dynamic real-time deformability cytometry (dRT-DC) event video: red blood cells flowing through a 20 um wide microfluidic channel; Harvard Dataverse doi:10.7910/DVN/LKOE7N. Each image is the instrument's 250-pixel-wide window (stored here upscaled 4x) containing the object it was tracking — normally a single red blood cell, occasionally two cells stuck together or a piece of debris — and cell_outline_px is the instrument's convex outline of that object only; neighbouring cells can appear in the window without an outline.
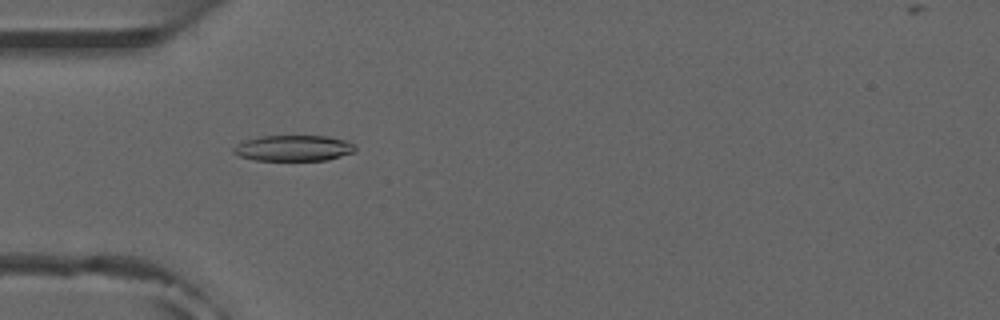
{"species": "common noctule bat (a hibernating species)", "species_latin": "Nyctalus noctula", "temperature_condition": "room temperature", "stored_images_in_passage": 52, "camera_frame_rate_fps": 3000, "um_per_image_px": 0.085, "animal": {"sex": "male", "forearm_length_mm": 52.5}, "frame": {"image": 1, "passage_image": 16, "time_ms": 5.0, "image_size_px": [1000, 320], "cell_outline_px": [[356, 152], [328, 160], [256, 160], [240, 156], [232, 152], [232, 148], [236, 144], [244, 140], [260, 136], [328, 136], [348, 140], [356, 148]], "centroid_in_image_um": [24.97, 12.58], "position_along_channel_um": 60.0, "area_um2": 18.5}}
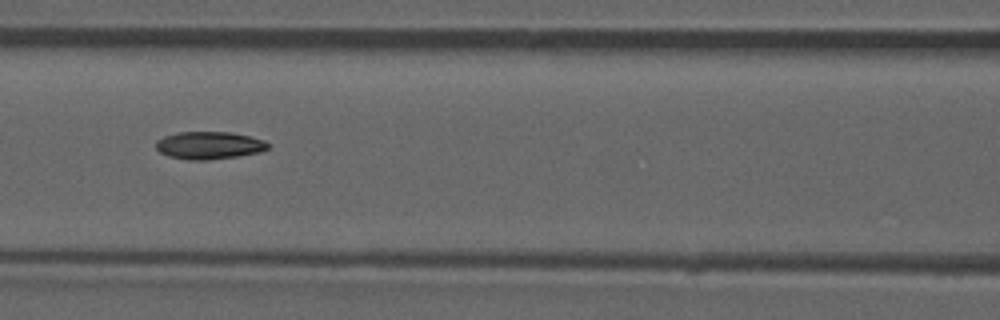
{"frame": {"image": 2, "passage_image": 23, "time_ms": 7.333, "image_size_px": [1000, 320], "cell_outline_px": [[268, 148], [260, 152], [236, 156], [208, 160], [188, 160], [168, 156], [160, 152], [156, 148], [156, 140], [164, 136], [176, 132], [228, 132], [248, 136], [264, 140], [268, 144]], "centroid_in_image_um": [17.73, 12.35], "position_along_channel_um": 148.9, "area_um2": 17.92}, "authors_computed_cell_mechanics": {"area_um2": 17.9469, "velocity_mm_per_s": 3.9026, "shape_relaxation_time_tau1_ms": 10.2099, "shape_relaxation_time_tau2_ms": 7.7971, "deformation_change_tau1": 0.2264, "deformation_change_tau2": 0.1318}}